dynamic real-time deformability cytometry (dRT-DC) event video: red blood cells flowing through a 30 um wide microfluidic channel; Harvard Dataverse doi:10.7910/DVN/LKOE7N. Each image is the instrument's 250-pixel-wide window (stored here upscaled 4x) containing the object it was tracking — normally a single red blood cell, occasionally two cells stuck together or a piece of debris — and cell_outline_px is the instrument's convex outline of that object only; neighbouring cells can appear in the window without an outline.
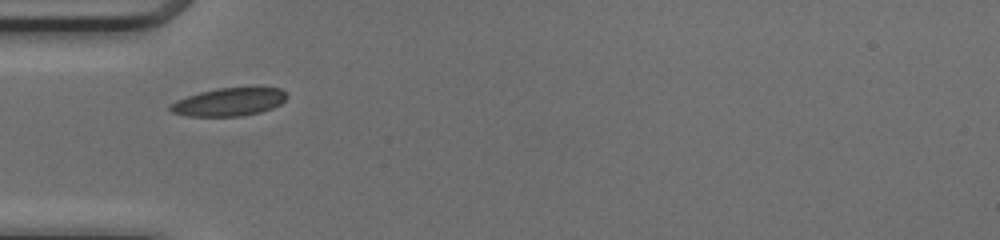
{"species": "common noctule bat (a hibernating species)", "species_latin": "Nyctalus noctula", "temperature_condition": "cold", "stored_images_in_passage": 35, "camera_frame_rate_fps": 3000, "um_per_image_px": 0.085, "animal": {"sex": "female", "body_mass_g": 17.0, "forearm_length_mm": 48.0}, "frame": {"image": 1, "passage_image": 1, "time_ms": 0.0, "image_size_px": [1000, 240], "cell_outline_px": [[288, 96], [280, 104], [272, 108], [260, 112], [240, 116], [188, 116], [172, 112], [168, 108], [168, 104], [176, 100], [200, 92], [216, 88], [256, 84], [280, 88]], "centroid_in_image_um": [19.51, 8.61], "position_along_channel_um": 65.5, "area_um2": 19.83}}
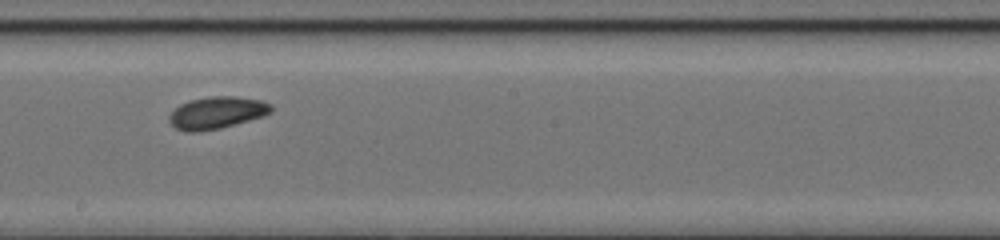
{"frame": {"image": 2, "passage_image": 13, "time_ms": 4.0, "image_size_px": [1000, 240], "cell_outline_px": [[272, 112], [264, 116], [220, 128], [196, 132], [184, 132], [176, 128], [168, 120], [168, 116], [180, 104], [188, 100], [208, 96], [236, 96], [260, 100], [272, 104]], "centroid_in_image_um": [18.42, 9.57], "position_along_channel_um": 229.8, "area_um2": 19.19}}
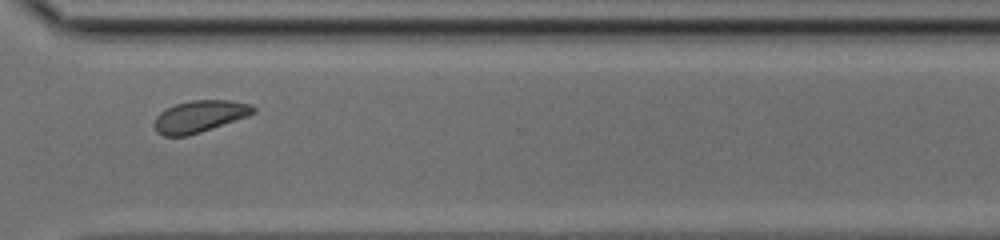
{"frame": {"image": 3, "passage_image": 22, "time_ms": 7.0, "image_size_px": [1000, 240], "cell_outline_px": [[256, 112], [248, 116], [188, 136], [164, 136], [156, 132], [152, 124], [156, 116], [160, 112], [176, 104], [192, 100], [228, 100], [252, 104], [256, 108]], "centroid_in_image_um": [16.95, 9.9], "position_along_channel_um": 353.6, "area_um2": 18.44}, "authors_computed_cell_mechanics": {"area_um2": 18.9584, "velocity_mm_per_s": 4.1221, "shape_relaxation_time_tau1_ms": 1.4096, "shape_relaxation_time_tau2_ms": 4.1981, "deformation_change_tau1": 0.0846, "deformation_change_tau2": 0.0998}}